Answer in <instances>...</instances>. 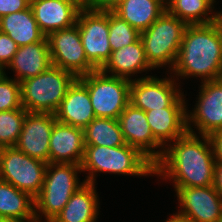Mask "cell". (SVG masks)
Here are the masks:
<instances>
[{
  "label": "cell",
  "instance_id": "1",
  "mask_svg": "<svg viewBox=\"0 0 222 222\" xmlns=\"http://www.w3.org/2000/svg\"><path fill=\"white\" fill-rule=\"evenodd\" d=\"M215 163L209 137L187 131L164 149L154 175L172 181L173 187L212 186Z\"/></svg>",
  "mask_w": 222,
  "mask_h": 222
},
{
  "label": "cell",
  "instance_id": "2",
  "mask_svg": "<svg viewBox=\"0 0 222 222\" xmlns=\"http://www.w3.org/2000/svg\"><path fill=\"white\" fill-rule=\"evenodd\" d=\"M170 74L178 80L199 77L201 82L222 79V14L209 24L187 25Z\"/></svg>",
  "mask_w": 222,
  "mask_h": 222
},
{
  "label": "cell",
  "instance_id": "3",
  "mask_svg": "<svg viewBox=\"0 0 222 222\" xmlns=\"http://www.w3.org/2000/svg\"><path fill=\"white\" fill-rule=\"evenodd\" d=\"M87 183L95 184L97 174L154 176V164L139 150L125 144L117 147L85 145L80 164Z\"/></svg>",
  "mask_w": 222,
  "mask_h": 222
},
{
  "label": "cell",
  "instance_id": "4",
  "mask_svg": "<svg viewBox=\"0 0 222 222\" xmlns=\"http://www.w3.org/2000/svg\"><path fill=\"white\" fill-rule=\"evenodd\" d=\"M81 172L80 164H47L41 192L34 199L36 222H51L62 211L73 193L86 183L78 178Z\"/></svg>",
  "mask_w": 222,
  "mask_h": 222
},
{
  "label": "cell",
  "instance_id": "5",
  "mask_svg": "<svg viewBox=\"0 0 222 222\" xmlns=\"http://www.w3.org/2000/svg\"><path fill=\"white\" fill-rule=\"evenodd\" d=\"M77 77L57 66L20 82L22 107L30 112L54 114Z\"/></svg>",
  "mask_w": 222,
  "mask_h": 222
},
{
  "label": "cell",
  "instance_id": "6",
  "mask_svg": "<svg viewBox=\"0 0 222 222\" xmlns=\"http://www.w3.org/2000/svg\"><path fill=\"white\" fill-rule=\"evenodd\" d=\"M187 24L167 10L145 31L141 32L146 59L155 69H173Z\"/></svg>",
  "mask_w": 222,
  "mask_h": 222
},
{
  "label": "cell",
  "instance_id": "7",
  "mask_svg": "<svg viewBox=\"0 0 222 222\" xmlns=\"http://www.w3.org/2000/svg\"><path fill=\"white\" fill-rule=\"evenodd\" d=\"M88 89L95 117L118 119L130 97L131 81L96 70L78 78Z\"/></svg>",
  "mask_w": 222,
  "mask_h": 222
},
{
  "label": "cell",
  "instance_id": "8",
  "mask_svg": "<svg viewBox=\"0 0 222 222\" xmlns=\"http://www.w3.org/2000/svg\"><path fill=\"white\" fill-rule=\"evenodd\" d=\"M47 164L26 155L15 146L0 148V179L34 199L41 192Z\"/></svg>",
  "mask_w": 222,
  "mask_h": 222
},
{
  "label": "cell",
  "instance_id": "9",
  "mask_svg": "<svg viewBox=\"0 0 222 222\" xmlns=\"http://www.w3.org/2000/svg\"><path fill=\"white\" fill-rule=\"evenodd\" d=\"M86 58L100 70L111 56L109 44V11H100L92 6L83 7L77 22Z\"/></svg>",
  "mask_w": 222,
  "mask_h": 222
},
{
  "label": "cell",
  "instance_id": "10",
  "mask_svg": "<svg viewBox=\"0 0 222 222\" xmlns=\"http://www.w3.org/2000/svg\"><path fill=\"white\" fill-rule=\"evenodd\" d=\"M47 39L52 65L77 78L97 70L86 58L77 24L52 32Z\"/></svg>",
  "mask_w": 222,
  "mask_h": 222
},
{
  "label": "cell",
  "instance_id": "11",
  "mask_svg": "<svg viewBox=\"0 0 222 222\" xmlns=\"http://www.w3.org/2000/svg\"><path fill=\"white\" fill-rule=\"evenodd\" d=\"M178 207L173 215L184 222H221L222 197L212 186L174 187Z\"/></svg>",
  "mask_w": 222,
  "mask_h": 222
},
{
  "label": "cell",
  "instance_id": "12",
  "mask_svg": "<svg viewBox=\"0 0 222 222\" xmlns=\"http://www.w3.org/2000/svg\"><path fill=\"white\" fill-rule=\"evenodd\" d=\"M199 89L195 107H187V131L208 136L222 129V79L202 82Z\"/></svg>",
  "mask_w": 222,
  "mask_h": 222
},
{
  "label": "cell",
  "instance_id": "13",
  "mask_svg": "<svg viewBox=\"0 0 222 222\" xmlns=\"http://www.w3.org/2000/svg\"><path fill=\"white\" fill-rule=\"evenodd\" d=\"M146 75L131 81L129 102L143 111L169 107L183 92L180 82L169 77Z\"/></svg>",
  "mask_w": 222,
  "mask_h": 222
},
{
  "label": "cell",
  "instance_id": "14",
  "mask_svg": "<svg viewBox=\"0 0 222 222\" xmlns=\"http://www.w3.org/2000/svg\"><path fill=\"white\" fill-rule=\"evenodd\" d=\"M118 121L126 144L139 150L155 165L165 148L154 138L145 111L129 103Z\"/></svg>",
  "mask_w": 222,
  "mask_h": 222
},
{
  "label": "cell",
  "instance_id": "15",
  "mask_svg": "<svg viewBox=\"0 0 222 222\" xmlns=\"http://www.w3.org/2000/svg\"><path fill=\"white\" fill-rule=\"evenodd\" d=\"M55 121L52 113L27 111L15 147L32 158L49 163V141Z\"/></svg>",
  "mask_w": 222,
  "mask_h": 222
},
{
  "label": "cell",
  "instance_id": "16",
  "mask_svg": "<svg viewBox=\"0 0 222 222\" xmlns=\"http://www.w3.org/2000/svg\"><path fill=\"white\" fill-rule=\"evenodd\" d=\"M184 92L169 106L146 111V117L154 138L166 148L187 132V106Z\"/></svg>",
  "mask_w": 222,
  "mask_h": 222
},
{
  "label": "cell",
  "instance_id": "17",
  "mask_svg": "<svg viewBox=\"0 0 222 222\" xmlns=\"http://www.w3.org/2000/svg\"><path fill=\"white\" fill-rule=\"evenodd\" d=\"M34 18L48 37L52 32L72 27L82 7L72 0H30Z\"/></svg>",
  "mask_w": 222,
  "mask_h": 222
},
{
  "label": "cell",
  "instance_id": "18",
  "mask_svg": "<svg viewBox=\"0 0 222 222\" xmlns=\"http://www.w3.org/2000/svg\"><path fill=\"white\" fill-rule=\"evenodd\" d=\"M84 150L83 129L56 120L49 141V163L81 164Z\"/></svg>",
  "mask_w": 222,
  "mask_h": 222
},
{
  "label": "cell",
  "instance_id": "19",
  "mask_svg": "<svg viewBox=\"0 0 222 222\" xmlns=\"http://www.w3.org/2000/svg\"><path fill=\"white\" fill-rule=\"evenodd\" d=\"M57 121L84 129L94 118L87 87L77 78L54 113Z\"/></svg>",
  "mask_w": 222,
  "mask_h": 222
},
{
  "label": "cell",
  "instance_id": "20",
  "mask_svg": "<svg viewBox=\"0 0 222 222\" xmlns=\"http://www.w3.org/2000/svg\"><path fill=\"white\" fill-rule=\"evenodd\" d=\"M100 70L107 75L132 81L136 79L133 77L135 74L146 72V75L147 72L154 69L146 59L144 46L139 38L128 46L112 51L109 60Z\"/></svg>",
  "mask_w": 222,
  "mask_h": 222
},
{
  "label": "cell",
  "instance_id": "21",
  "mask_svg": "<svg viewBox=\"0 0 222 222\" xmlns=\"http://www.w3.org/2000/svg\"><path fill=\"white\" fill-rule=\"evenodd\" d=\"M52 66L49 42L38 41L18 47L15 55L7 65L13 71L16 81H23L43 73Z\"/></svg>",
  "mask_w": 222,
  "mask_h": 222
},
{
  "label": "cell",
  "instance_id": "22",
  "mask_svg": "<svg viewBox=\"0 0 222 222\" xmlns=\"http://www.w3.org/2000/svg\"><path fill=\"white\" fill-rule=\"evenodd\" d=\"M95 185L86 182L81 186L51 222H97L100 199Z\"/></svg>",
  "mask_w": 222,
  "mask_h": 222
},
{
  "label": "cell",
  "instance_id": "23",
  "mask_svg": "<svg viewBox=\"0 0 222 222\" xmlns=\"http://www.w3.org/2000/svg\"><path fill=\"white\" fill-rule=\"evenodd\" d=\"M0 32L7 34L19 47L48 41L40 30L31 7L1 17Z\"/></svg>",
  "mask_w": 222,
  "mask_h": 222
},
{
  "label": "cell",
  "instance_id": "24",
  "mask_svg": "<svg viewBox=\"0 0 222 222\" xmlns=\"http://www.w3.org/2000/svg\"><path fill=\"white\" fill-rule=\"evenodd\" d=\"M166 11V0H124L113 12L140 33Z\"/></svg>",
  "mask_w": 222,
  "mask_h": 222
},
{
  "label": "cell",
  "instance_id": "25",
  "mask_svg": "<svg viewBox=\"0 0 222 222\" xmlns=\"http://www.w3.org/2000/svg\"><path fill=\"white\" fill-rule=\"evenodd\" d=\"M0 218L36 222L34 198L0 179Z\"/></svg>",
  "mask_w": 222,
  "mask_h": 222
},
{
  "label": "cell",
  "instance_id": "26",
  "mask_svg": "<svg viewBox=\"0 0 222 222\" xmlns=\"http://www.w3.org/2000/svg\"><path fill=\"white\" fill-rule=\"evenodd\" d=\"M216 0H166V10L187 25L209 24L220 19L214 11ZM215 3V4H214Z\"/></svg>",
  "mask_w": 222,
  "mask_h": 222
},
{
  "label": "cell",
  "instance_id": "27",
  "mask_svg": "<svg viewBox=\"0 0 222 222\" xmlns=\"http://www.w3.org/2000/svg\"><path fill=\"white\" fill-rule=\"evenodd\" d=\"M83 131L85 145L117 147L126 144L118 119L95 117Z\"/></svg>",
  "mask_w": 222,
  "mask_h": 222
},
{
  "label": "cell",
  "instance_id": "28",
  "mask_svg": "<svg viewBox=\"0 0 222 222\" xmlns=\"http://www.w3.org/2000/svg\"><path fill=\"white\" fill-rule=\"evenodd\" d=\"M26 113L23 107L0 111V148L16 145Z\"/></svg>",
  "mask_w": 222,
  "mask_h": 222
},
{
  "label": "cell",
  "instance_id": "29",
  "mask_svg": "<svg viewBox=\"0 0 222 222\" xmlns=\"http://www.w3.org/2000/svg\"><path fill=\"white\" fill-rule=\"evenodd\" d=\"M141 33L129 25L125 20L109 11V44L112 51L136 42Z\"/></svg>",
  "mask_w": 222,
  "mask_h": 222
},
{
  "label": "cell",
  "instance_id": "30",
  "mask_svg": "<svg viewBox=\"0 0 222 222\" xmlns=\"http://www.w3.org/2000/svg\"><path fill=\"white\" fill-rule=\"evenodd\" d=\"M22 108L20 82L0 72V111Z\"/></svg>",
  "mask_w": 222,
  "mask_h": 222
},
{
  "label": "cell",
  "instance_id": "31",
  "mask_svg": "<svg viewBox=\"0 0 222 222\" xmlns=\"http://www.w3.org/2000/svg\"><path fill=\"white\" fill-rule=\"evenodd\" d=\"M18 47L7 34L0 32V72L6 71V67L15 55Z\"/></svg>",
  "mask_w": 222,
  "mask_h": 222
},
{
  "label": "cell",
  "instance_id": "32",
  "mask_svg": "<svg viewBox=\"0 0 222 222\" xmlns=\"http://www.w3.org/2000/svg\"><path fill=\"white\" fill-rule=\"evenodd\" d=\"M30 7V0H0V18Z\"/></svg>",
  "mask_w": 222,
  "mask_h": 222
},
{
  "label": "cell",
  "instance_id": "33",
  "mask_svg": "<svg viewBox=\"0 0 222 222\" xmlns=\"http://www.w3.org/2000/svg\"><path fill=\"white\" fill-rule=\"evenodd\" d=\"M215 161L222 162V129L208 135Z\"/></svg>",
  "mask_w": 222,
  "mask_h": 222
},
{
  "label": "cell",
  "instance_id": "34",
  "mask_svg": "<svg viewBox=\"0 0 222 222\" xmlns=\"http://www.w3.org/2000/svg\"><path fill=\"white\" fill-rule=\"evenodd\" d=\"M124 0H97L92 7L100 11H113Z\"/></svg>",
  "mask_w": 222,
  "mask_h": 222
},
{
  "label": "cell",
  "instance_id": "35",
  "mask_svg": "<svg viewBox=\"0 0 222 222\" xmlns=\"http://www.w3.org/2000/svg\"><path fill=\"white\" fill-rule=\"evenodd\" d=\"M213 187L222 197V162L221 161H216L215 163Z\"/></svg>",
  "mask_w": 222,
  "mask_h": 222
},
{
  "label": "cell",
  "instance_id": "36",
  "mask_svg": "<svg viewBox=\"0 0 222 222\" xmlns=\"http://www.w3.org/2000/svg\"><path fill=\"white\" fill-rule=\"evenodd\" d=\"M165 222H184V221L176 218L174 215H170V217H168Z\"/></svg>",
  "mask_w": 222,
  "mask_h": 222
},
{
  "label": "cell",
  "instance_id": "37",
  "mask_svg": "<svg viewBox=\"0 0 222 222\" xmlns=\"http://www.w3.org/2000/svg\"><path fill=\"white\" fill-rule=\"evenodd\" d=\"M72 1L77 2L82 8L89 6L84 0H72Z\"/></svg>",
  "mask_w": 222,
  "mask_h": 222
},
{
  "label": "cell",
  "instance_id": "38",
  "mask_svg": "<svg viewBox=\"0 0 222 222\" xmlns=\"http://www.w3.org/2000/svg\"><path fill=\"white\" fill-rule=\"evenodd\" d=\"M89 6H92L97 0H84Z\"/></svg>",
  "mask_w": 222,
  "mask_h": 222
},
{
  "label": "cell",
  "instance_id": "39",
  "mask_svg": "<svg viewBox=\"0 0 222 222\" xmlns=\"http://www.w3.org/2000/svg\"><path fill=\"white\" fill-rule=\"evenodd\" d=\"M0 222H15V221L5 219V218H0Z\"/></svg>",
  "mask_w": 222,
  "mask_h": 222
}]
</instances>
